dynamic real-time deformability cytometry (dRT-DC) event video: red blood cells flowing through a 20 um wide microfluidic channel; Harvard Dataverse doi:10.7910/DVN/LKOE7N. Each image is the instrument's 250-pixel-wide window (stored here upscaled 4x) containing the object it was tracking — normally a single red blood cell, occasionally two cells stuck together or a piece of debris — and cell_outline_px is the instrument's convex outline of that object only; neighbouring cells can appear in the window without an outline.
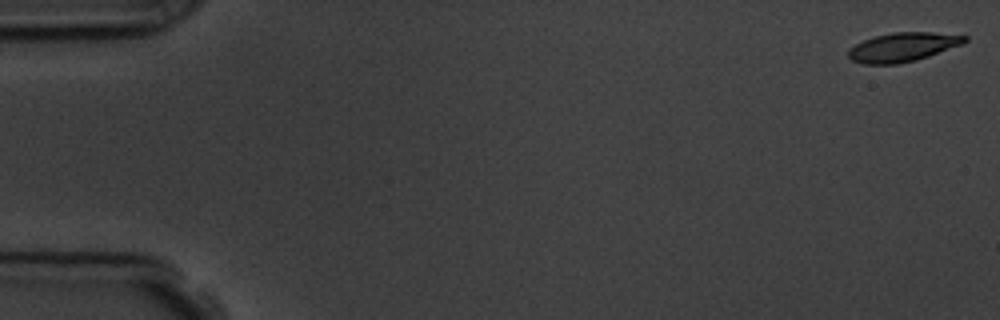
{"species": "common noctule bat (a hibernating species)", "species_latin": "Nyctalus noctula", "temperature_condition": "room temperature", "stored_images_in_passage": 57, "camera_frame_rate_fps": 3000, "um_per_image_px": 0.085, "animal": {"sex": "male", "body_mass_g": 19.5, "forearm_length_mm": 54.6}, "frame": {"image": 1, "passage_image": 1, "time_ms": 0.0, "image_size_px": [1000, 320], "cell_outline_px": [[968, 40], [964, 44], [916, 60], [896, 64], [864, 64], [852, 60], [848, 56], [848, 48], [864, 40], [876, 36], [892, 32], [932, 32], [968, 36]], "centroid_in_image_um": [76.75, 4.0], "position_along_channel_um": 8.2, "area_um2": 19.65}}
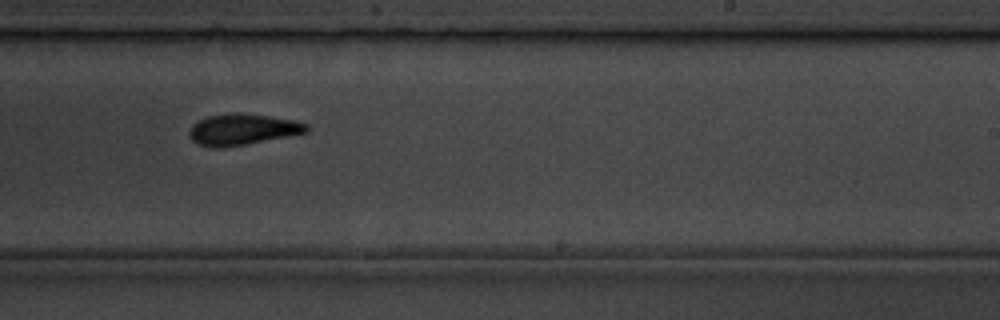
{"frame": {"image": 2, "passage_image": 35, "time_ms": 11.333, "image_size_px": [1000, 320], "cell_outline_px": [[308, 132], [244, 144], [216, 148], [196, 144], [188, 136], [188, 132], [192, 124], [208, 116], [236, 112], [240, 112], [268, 116], [292, 120], [308, 124]], "centroid_in_image_um": [20.56, 10.99], "position_along_channel_um": 268.4, "area_um2": 21.04}}
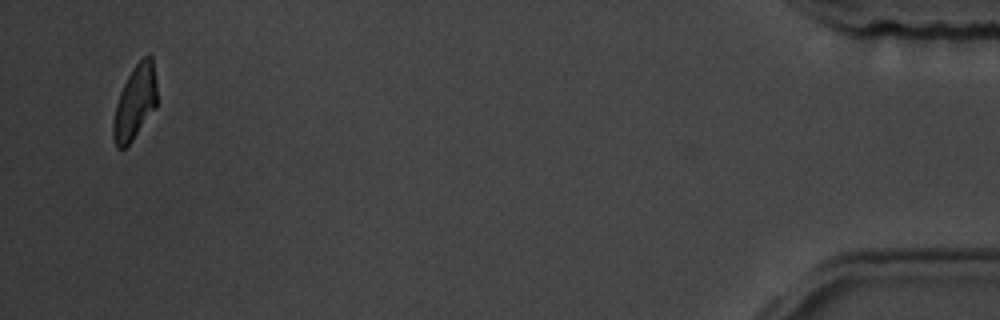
{"frame": {"image": 3, "passage_image": 55, "time_ms": 18.0, "image_size_px": [1000, 320], "cell_outline_px": [[156, 108], [132, 140], [124, 148], [116, 148], [112, 136], [112, 124], [116, 104], [120, 92], [128, 76], [136, 64], [144, 56], [152, 56], [156, 80]], "centroid_in_image_um": [11.46, 8.73], "position_along_channel_um": 423.7, "area_um2": 18.79}, "authors_computed_cell_mechanics": {"area_um2": 20.7502, "velocity_mm_per_s": 3.5956, "shape_relaxation_time_tau1_ms": 6.3741, "shape_relaxation_time_tau2_ms": 4.193, "deformation_change_tau1": 0.1715, "deformation_change_tau2": 0.1227}}